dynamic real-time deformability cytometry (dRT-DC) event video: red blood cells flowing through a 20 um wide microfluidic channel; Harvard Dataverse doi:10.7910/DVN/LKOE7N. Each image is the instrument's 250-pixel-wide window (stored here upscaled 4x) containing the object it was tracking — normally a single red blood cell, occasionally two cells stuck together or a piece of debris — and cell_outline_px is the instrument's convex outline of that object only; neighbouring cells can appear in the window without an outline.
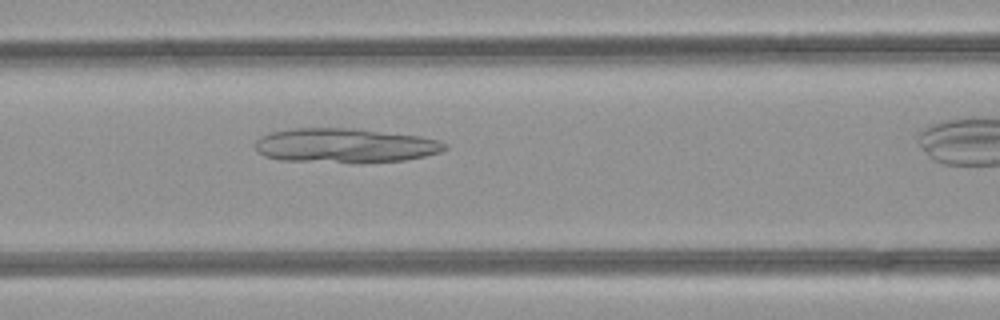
{"species": "common noctule bat (a hibernating species)", "species_latin": "Nyctalus noctula", "temperature_condition": "room temperature", "stored_images_in_passage": 29, "camera_frame_rate_fps": 3000, "um_per_image_px": 0.085, "animal": {"sex": "female", "body_mass_g": 21.9}, "frame": {"image": 1, "passage_image": 11, "time_ms": 3.333, "image_size_px": [1000, 320], "cell_outline_px": [[448, 148], [440, 152], [424, 156], [404, 160], [280, 160], [264, 156], [256, 148], [256, 140], [260, 136], [272, 132], [292, 128], [352, 128], [420, 136], [440, 140], [448, 144]], "centroid_in_image_um": [29.34, 12.32], "position_along_channel_um": 137.3, "area_um2": 36.82}}
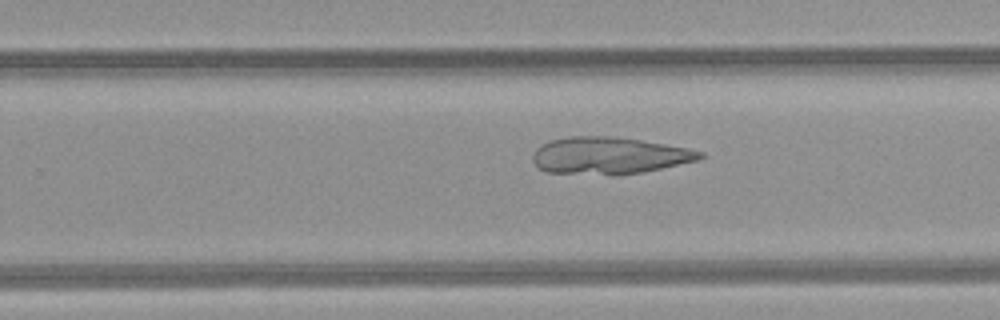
{"frame": {"image": 2, "passage_image": 21, "time_ms": 6.667, "image_size_px": [1000, 320], "cell_outline_px": [[704, 156], [696, 160], [660, 168], [620, 176], [616, 176], [548, 172], [540, 168], [532, 160], [532, 156], [536, 148], [552, 140], [568, 136], [608, 136], [640, 140], [688, 148], [704, 152]], "centroid_in_image_um": [51.75, 13.23], "position_along_channel_um": 278.1, "area_um2": 35.89}}
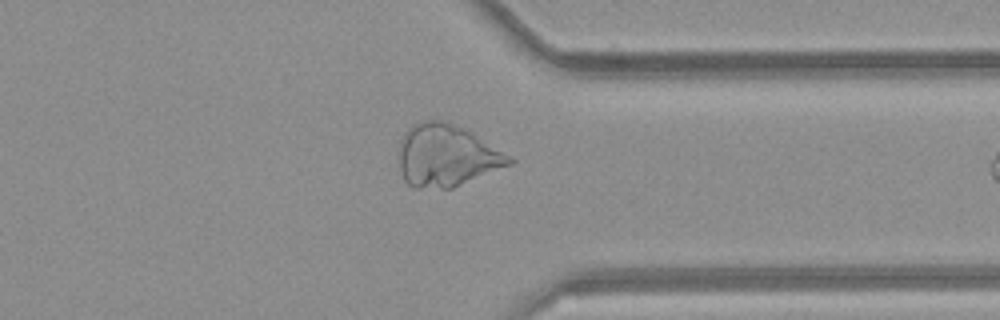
{"frame": {"image": 3, "passage_image": 28, "time_ms": 9.0, "image_size_px": [1000, 320], "cell_outline_px": [[516, 160], [512, 164], [452, 188], [416, 188], [408, 184], [404, 180], [400, 172], [396, 152], [400, 140], [408, 128], [412, 124], [424, 120], [444, 120], [464, 128], [512, 156]], "centroid_in_image_um": [37.92, 13.22], "position_along_channel_um": 373.5, "area_um2": 40.4}}